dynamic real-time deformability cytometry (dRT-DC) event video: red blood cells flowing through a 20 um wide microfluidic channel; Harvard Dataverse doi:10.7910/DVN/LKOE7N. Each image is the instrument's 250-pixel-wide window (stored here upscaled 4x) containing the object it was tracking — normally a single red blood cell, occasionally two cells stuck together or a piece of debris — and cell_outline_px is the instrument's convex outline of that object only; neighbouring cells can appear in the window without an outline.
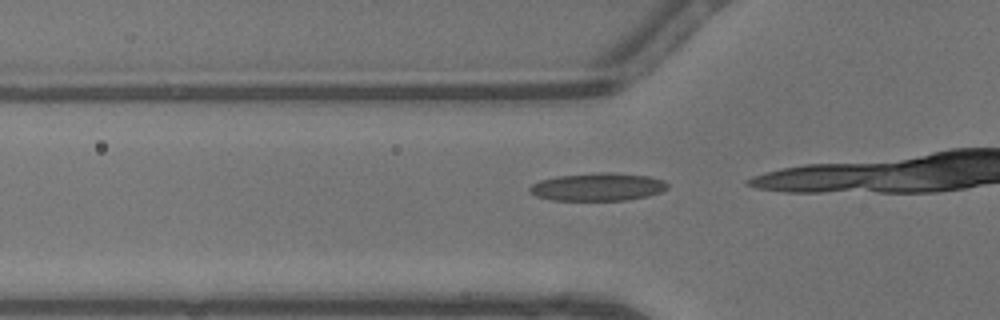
{"species": "common noctule bat (a hibernating species)", "species_latin": "Nyctalus noctula", "temperature_condition": "warm", "stored_images_in_passage": 13, "camera_frame_rate_fps": 3000, "um_per_image_px": 0.085, "animal": {"sex": "male", "body_mass_g": 13.3}, "frame": {"image": 1, "passage_image": 11, "time_ms": 3.333, "image_size_px": [1000, 320], "cell_outline_px": [[668, 188], [660, 192], [648, 196], [628, 200], [552, 200], [536, 196], [528, 192], [528, 188], [532, 184], [540, 180], [556, 176], [600, 172], [616, 172], [648, 176], [664, 180], [668, 184]], "centroid_in_image_um": [50.8, 15.88], "position_along_channel_um": 75.0, "area_um2": 22.6}}